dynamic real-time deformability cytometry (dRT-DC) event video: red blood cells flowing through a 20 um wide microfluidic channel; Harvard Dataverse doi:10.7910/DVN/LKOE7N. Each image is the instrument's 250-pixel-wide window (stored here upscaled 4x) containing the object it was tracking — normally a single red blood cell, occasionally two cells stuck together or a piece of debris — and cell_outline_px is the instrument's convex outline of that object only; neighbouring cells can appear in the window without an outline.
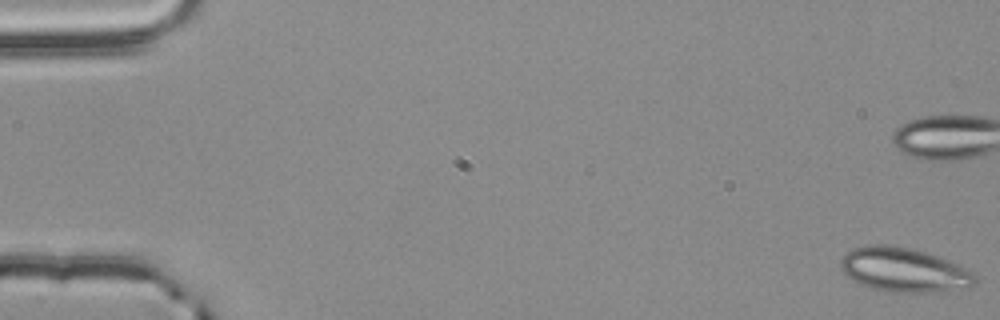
{"species": "common noctule bat (a hibernating species)", "species_latin": "Nyctalus noctula", "temperature_condition": "room temperature", "stored_images_in_passage": 12, "camera_frame_rate_fps": 3000, "um_per_image_px": 0.085, "animal": {"sex": "male", "body_mass_g": 20.4}, "frame": {"image": 1, "passage_image": 1, "time_ms": 0.0, "image_size_px": [1000, 320], "cell_outline_px": [[976, 284], [932, 292], [884, 292], [860, 284], [852, 280], [840, 268], [840, 260], [852, 248], [868, 244], [884, 244], [912, 248], [936, 256], [968, 268], [976, 276]], "centroid_in_image_um": [76.78, 22.93], "position_along_channel_um": 8.2, "area_um2": 34.39}}